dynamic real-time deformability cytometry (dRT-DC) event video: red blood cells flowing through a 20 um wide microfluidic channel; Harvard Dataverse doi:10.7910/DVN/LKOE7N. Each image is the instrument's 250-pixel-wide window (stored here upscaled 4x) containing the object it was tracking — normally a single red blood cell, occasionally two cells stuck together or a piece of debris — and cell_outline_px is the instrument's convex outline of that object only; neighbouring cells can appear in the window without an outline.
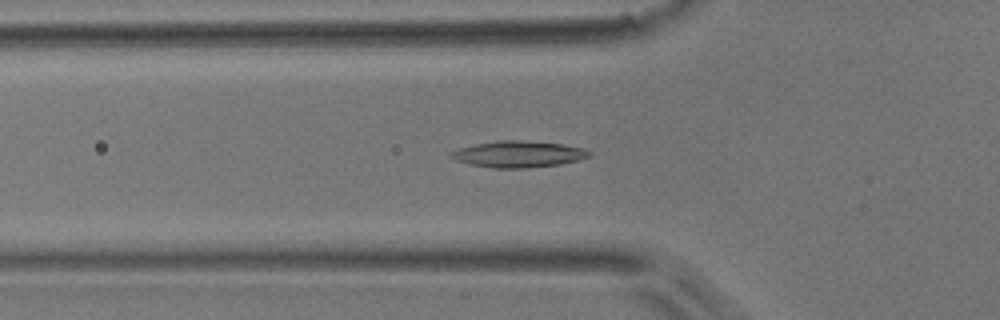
{"species": "common noctule bat (a hibernating species)", "species_latin": "Nyctalus noctula", "temperature_condition": "room temperature", "stored_images_in_passage": 51, "camera_frame_rate_fps": 3000, "um_per_image_px": 0.085, "animal": {"sex": "male", "body_mass_g": 17.9}, "frame": {"image": 1, "passage_image": 17, "time_ms": 5.333, "image_size_px": [1000, 320], "cell_outline_px": [[592, 156], [580, 160], [560, 164], [524, 168], [496, 168], [472, 164], [456, 160], [448, 156], [448, 152], [460, 148], [476, 144], [496, 140], [520, 140], [560, 144], [584, 148], [592, 152]], "centroid_in_image_um": [44.08, 13.1], "position_along_channel_um": 81.7, "area_um2": 21.21}}
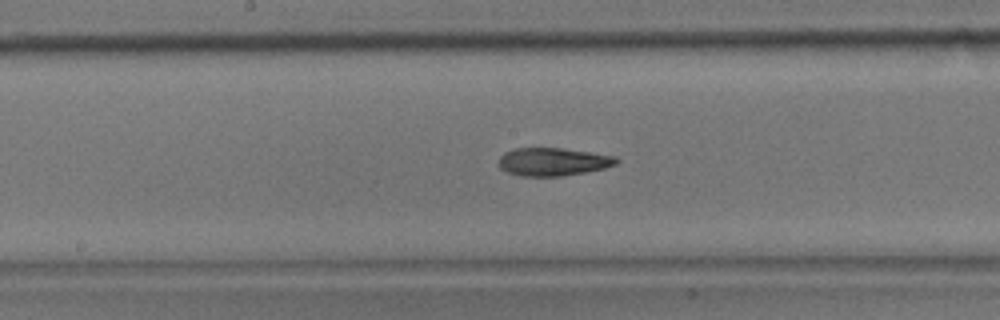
{"frame": {"image": 2, "passage_image": 26, "time_ms": 8.333, "image_size_px": [1000, 320], "cell_outline_px": [[620, 160], [616, 164], [604, 168], [584, 172], [560, 176], [520, 176], [508, 172], [500, 168], [500, 156], [504, 152], [516, 148], [564, 148], [592, 152], [616, 156]], "centroid_in_image_um": [47.03, 13.74], "position_along_channel_um": 201.2, "area_um2": 19.19}}
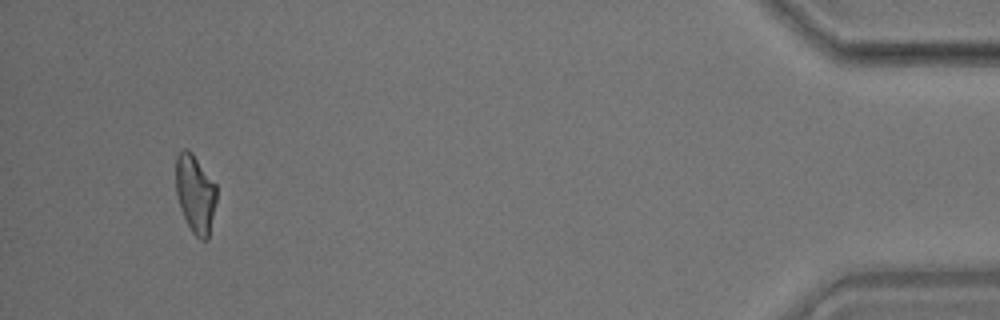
{"frame": {"image": 3, "passage_image": 48, "time_ms": 15.667, "image_size_px": [1000, 320], "cell_outline_px": [[216, 200], [208, 240], [200, 240], [192, 232], [184, 216], [176, 196], [176, 156], [184, 148], [188, 148], [192, 152], [216, 184]], "centroid_in_image_um": [16.6, 16.45], "position_along_channel_um": 418.6, "area_um2": 18.55}, "authors_computed_cell_mechanics": {"area_um2": 19.5364, "velocity_mm_per_s": 3.9527, "shape_relaxation_time_tau1_ms": 9.6079, "shape_relaxation_time_tau2_ms": 5.0511, "deformation_change_tau1": 0.2531, "deformation_change_tau2": 0.1441}}